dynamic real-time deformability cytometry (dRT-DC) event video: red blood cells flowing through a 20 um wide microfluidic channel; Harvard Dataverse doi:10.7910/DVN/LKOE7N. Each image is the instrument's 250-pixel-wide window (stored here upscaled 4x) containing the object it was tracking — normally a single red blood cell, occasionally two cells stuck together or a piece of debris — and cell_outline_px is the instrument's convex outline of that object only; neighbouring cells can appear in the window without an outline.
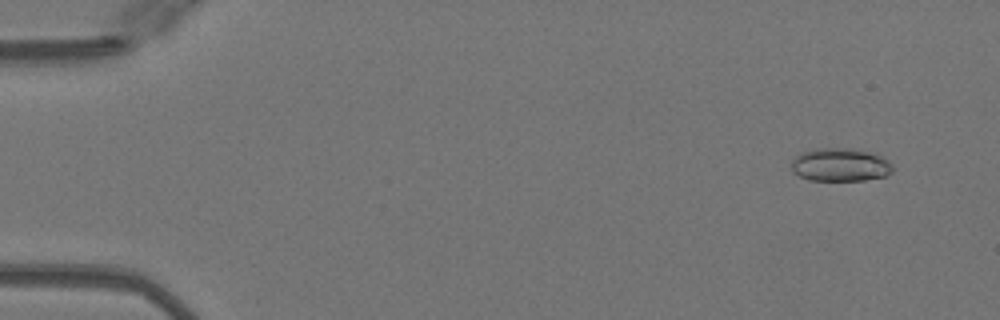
{"species": "Egyptian fruit bat (a non-hibernating species)", "species_latin": "Rousettus aegyptiacus", "temperature_condition": "warm", "stored_images_in_passage": 50, "camera_frame_rate_fps": 3000, "um_per_image_px": 0.085, "animal": {"sex": "female"}, "frame": {"image": 1, "passage_image": 4, "time_ms": 1.0, "image_size_px": [1000, 320], "cell_outline_px": [[892, 172], [884, 176], [864, 180], [808, 180], [792, 172], [792, 160], [800, 152], [816, 148], [852, 148], [872, 152], [888, 160], [892, 164]], "centroid_in_image_um": [71.41, 13.99], "position_along_channel_um": 13.6, "area_um2": 19.71}}
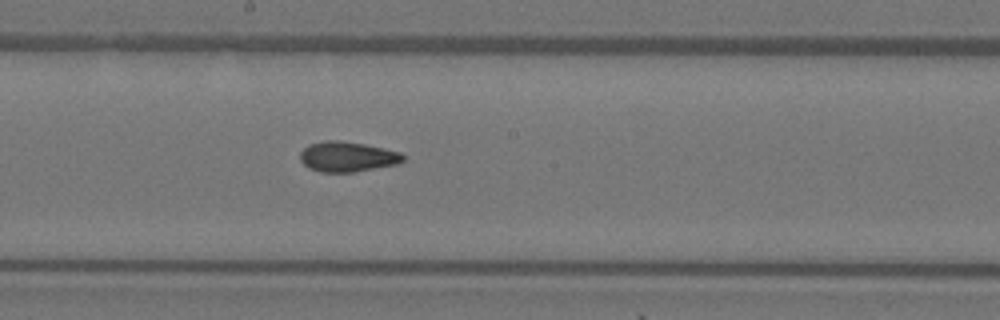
{"frame": {"image": 2, "passage_image": 28, "time_ms": 9.0, "image_size_px": [1000, 320], "cell_outline_px": [[404, 160], [396, 164], [352, 172], [320, 172], [308, 168], [300, 160], [300, 152], [308, 144], [328, 140], [336, 140], [364, 144], [400, 152], [404, 156]], "centroid_in_image_um": [29.48, 13.32], "position_along_channel_um": 218.7, "area_um2": 17.92}}
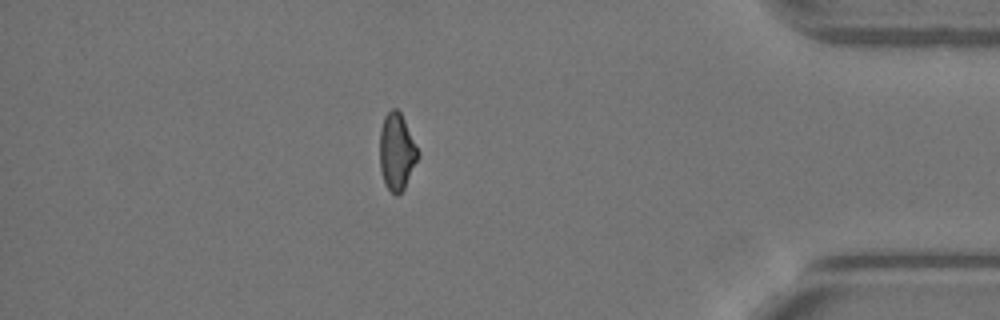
{"frame": {"image": 3, "passage_image": 44, "time_ms": 14.333, "image_size_px": [1000, 320], "cell_outline_px": [[420, 156], [404, 188], [396, 196], [384, 184], [380, 168], [380, 128], [384, 116], [392, 108], [396, 108], [400, 112], [420, 152]], "centroid_in_image_um": [33.73, 12.89], "position_along_channel_um": 401.5, "area_um2": 17.17}, "authors_computed_cell_mechanics": {"area_um2": 17.918, "velocity_mm_per_s": 4.1103, "shape_relaxation_time_tau1_ms": 6.991, "shape_relaxation_time_tau2_ms": 1.5829, "deformation_change_tau1": 0.1979, "deformation_change_tau2": 0.0891}}